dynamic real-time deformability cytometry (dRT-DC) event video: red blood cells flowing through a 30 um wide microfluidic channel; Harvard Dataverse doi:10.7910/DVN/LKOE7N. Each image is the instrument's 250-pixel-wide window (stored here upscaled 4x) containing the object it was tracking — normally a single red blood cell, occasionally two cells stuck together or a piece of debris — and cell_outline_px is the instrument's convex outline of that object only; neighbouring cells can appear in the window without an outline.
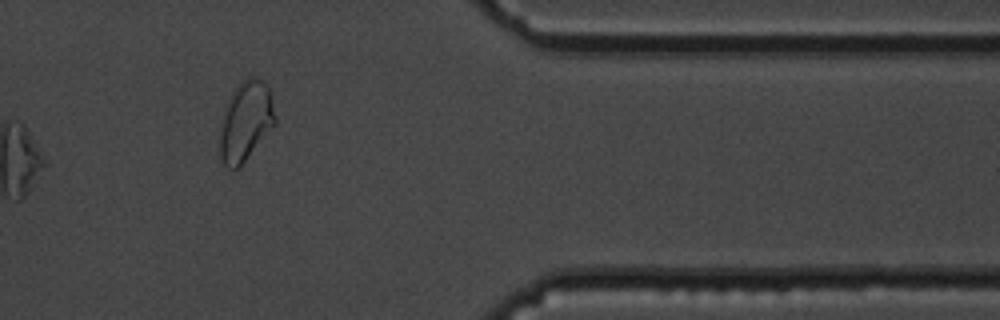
{"species": "common noctule bat (a hibernating species)", "species_latin": "Nyctalus noctula", "temperature_condition": "cold", "stored_images_in_passage": 13, "camera_frame_rate_fps": 3000, "um_per_image_px": 0.085, "animal": {"sex": "male", "body_mass_g": 19.5, "forearm_length_mm": 54.6}, "frame": {"image": 1, "passage_image": 11, "time_ms": 12.0, "image_size_px": [1000, 320], "cell_outline_px": [[276, 124], [244, 160], [236, 168], [228, 168], [224, 164], [220, 156], [220, 136], [224, 116], [228, 100], [232, 92], [240, 80], [248, 76], [256, 76], [268, 84], [276, 116]], "centroid_in_image_um": [20.92, 10.23], "position_along_channel_um": 390.5, "area_um2": 25.32}, "authors_computed_cell_mechanics": {"area_um2": 16.8198, "velocity_mm_per_s": 3.5475, "shape_relaxation_time_tau1_ms": 3.2223, "shape_relaxation_time_tau2_ms": 4.48, "deformation_change_tau1": 0.1352, "deformation_change_tau2": 0.1606}}